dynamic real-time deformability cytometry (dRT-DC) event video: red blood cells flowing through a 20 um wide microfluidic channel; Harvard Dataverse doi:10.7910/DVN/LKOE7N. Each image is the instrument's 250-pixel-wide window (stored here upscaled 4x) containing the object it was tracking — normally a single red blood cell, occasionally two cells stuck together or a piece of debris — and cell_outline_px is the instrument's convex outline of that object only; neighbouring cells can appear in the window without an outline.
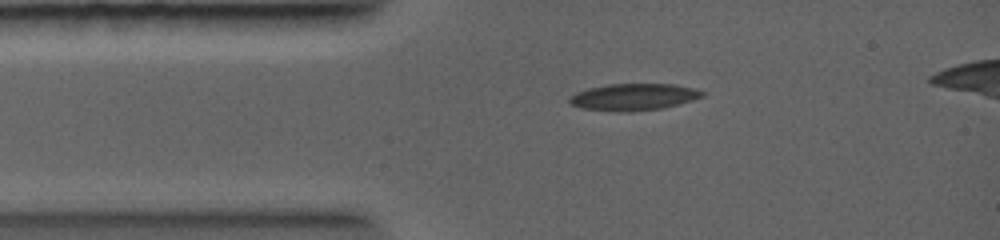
{"species": "common noctule bat (a hibernating species)", "species_latin": "Nyctalus noctula", "temperature_condition": "warm", "stored_images_in_passage": 2, "camera_frame_rate_fps": 5000, "um_per_image_px": 0.085, "animal": {"sex": "female", "body_mass_g": 19.0, "forearm_length_mm": 56.7}, "frame": {"image": 1, "passage_image": 1, "time_ms": 0.0, "image_size_px": [1000, 240], "cell_outline_px": [[704, 96], [692, 100], [664, 108], [632, 112], [620, 112], [580, 108], [568, 104], [568, 96], [576, 92], [588, 88], [608, 84], [676, 84], [692, 88], [704, 92]], "centroid_in_image_um": [53.8, 8.25], "position_along_channel_um": 31.2, "area_um2": 20.98}}
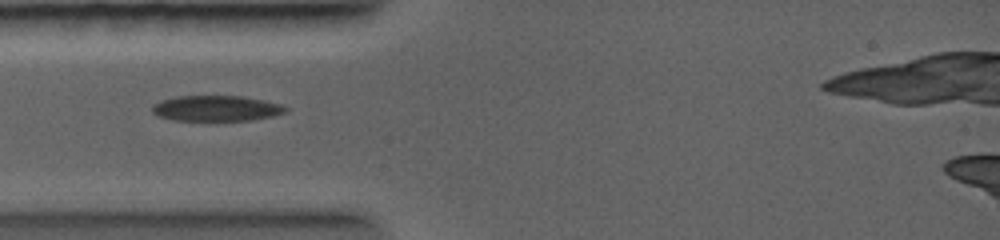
{"frame": {"image": 2, "passage_image": 2, "time_ms": 1.0, "image_size_px": [1000, 240], "cell_outline_px": [[288, 112], [272, 116], [252, 120], [172, 120], [156, 116], [152, 112], [152, 104], [176, 96], [240, 96], [280, 104], [288, 108]], "centroid_in_image_um": [18.36, 9.21], "position_along_channel_um": 66.6, "area_um2": 19.77}}